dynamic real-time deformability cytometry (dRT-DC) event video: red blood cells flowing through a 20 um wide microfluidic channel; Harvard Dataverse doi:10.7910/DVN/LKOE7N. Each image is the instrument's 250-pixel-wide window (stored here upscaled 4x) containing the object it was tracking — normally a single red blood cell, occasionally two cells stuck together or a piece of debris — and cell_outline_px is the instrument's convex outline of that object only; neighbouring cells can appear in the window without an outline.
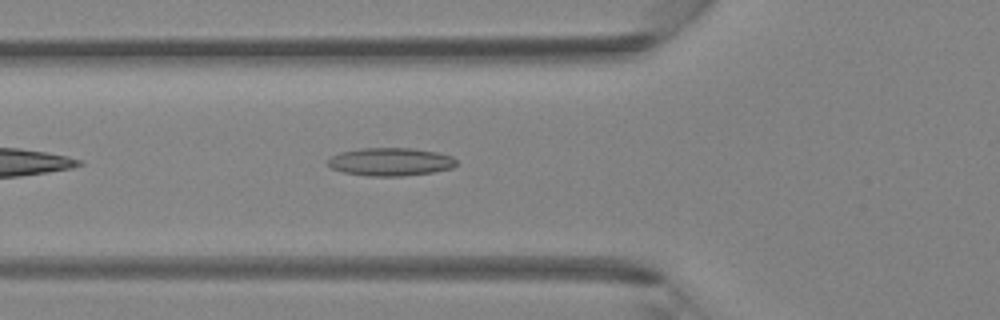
{"species": "Egyptian fruit bat (a non-hibernating species)", "species_latin": "Rousettus aegyptiacus", "temperature_condition": "room temperature", "stored_images_in_passage": 32, "camera_frame_rate_fps": 3000, "um_per_image_px": 0.085, "animal": {"sex": "female"}, "frame": {"image": 1, "passage_image": 4, "time_ms": 1.0, "image_size_px": [1000, 320], "cell_outline_px": [[456, 164], [452, 168], [432, 172], [400, 176], [368, 176], [344, 172], [332, 168], [328, 164], [328, 160], [332, 156], [340, 152], [360, 148], [412, 148], [436, 152], [452, 156], [456, 160]], "centroid_in_image_um": [33.19, 13.75], "position_along_channel_um": 92.6, "area_um2": 20.87}}
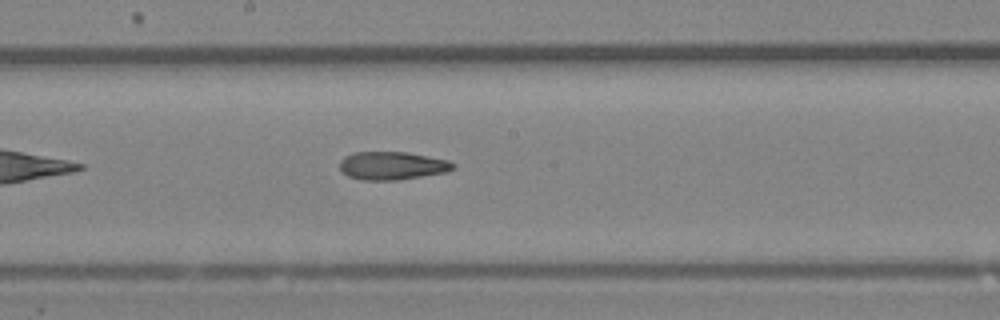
{"frame": {"image": 2, "passage_image": 12, "time_ms": 3.667, "image_size_px": [1000, 320], "cell_outline_px": [[456, 168], [448, 172], [400, 180], [360, 180], [348, 176], [340, 172], [340, 160], [344, 156], [352, 152], [404, 152], [448, 160], [456, 164]], "centroid_in_image_um": [33.32, 14.09], "position_along_channel_um": 214.9, "area_um2": 18.84}}
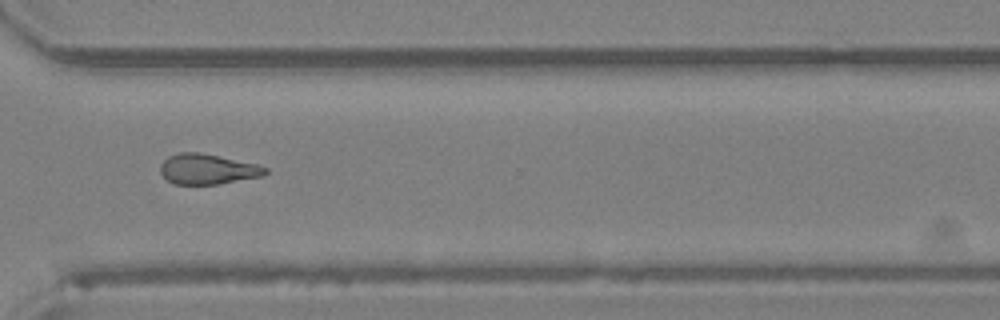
{"frame": {"image": 3, "passage_image": 21, "time_ms": 6.667, "image_size_px": [1000, 320], "cell_outline_px": [[268, 172], [264, 176], [220, 184], [176, 184], [168, 180], [160, 172], [160, 164], [168, 156], [180, 152], [200, 152], [256, 164], [268, 168]], "centroid_in_image_um": [17.66, 14.37], "position_along_channel_um": 352.9, "area_um2": 18.55}}